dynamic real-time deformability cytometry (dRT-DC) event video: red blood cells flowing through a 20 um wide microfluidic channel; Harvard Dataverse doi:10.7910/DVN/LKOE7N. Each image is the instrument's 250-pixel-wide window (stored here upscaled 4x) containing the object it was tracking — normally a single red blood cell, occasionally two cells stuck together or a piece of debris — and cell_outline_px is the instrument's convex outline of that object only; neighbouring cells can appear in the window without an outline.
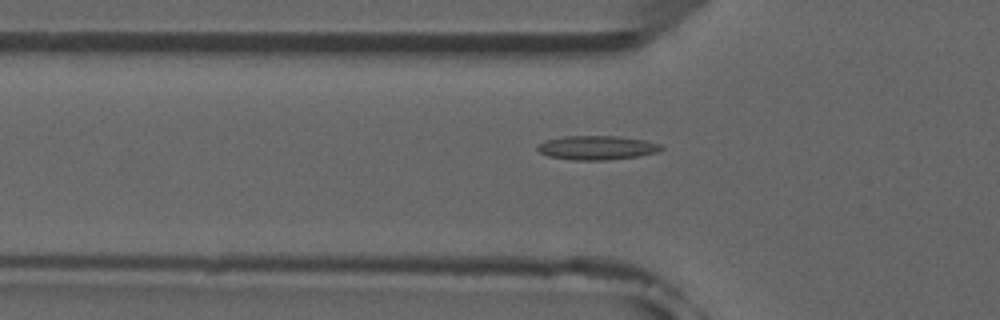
{"species": "common noctule bat (a hibernating species)", "species_latin": "Nyctalus noctula", "temperature_condition": "room temperature", "stored_images_in_passage": 5, "camera_frame_rate_fps": 3000, "um_per_image_px": 0.085, "animal": {"sex": "male", "forearm_length_mm": 52.5}, "frame": {"image": 1, "passage_image": 5, "time_ms": 5.0, "image_size_px": [1000, 320], "cell_outline_px": [[664, 148], [656, 152], [640, 156], [604, 160], [572, 160], [548, 156], [540, 152], [536, 148], [536, 144], [544, 140], [564, 136], [616, 136], [644, 140], [664, 144]], "centroid_in_image_um": [50.72, 12.55], "position_along_channel_um": 75.1, "area_um2": 17.51}}